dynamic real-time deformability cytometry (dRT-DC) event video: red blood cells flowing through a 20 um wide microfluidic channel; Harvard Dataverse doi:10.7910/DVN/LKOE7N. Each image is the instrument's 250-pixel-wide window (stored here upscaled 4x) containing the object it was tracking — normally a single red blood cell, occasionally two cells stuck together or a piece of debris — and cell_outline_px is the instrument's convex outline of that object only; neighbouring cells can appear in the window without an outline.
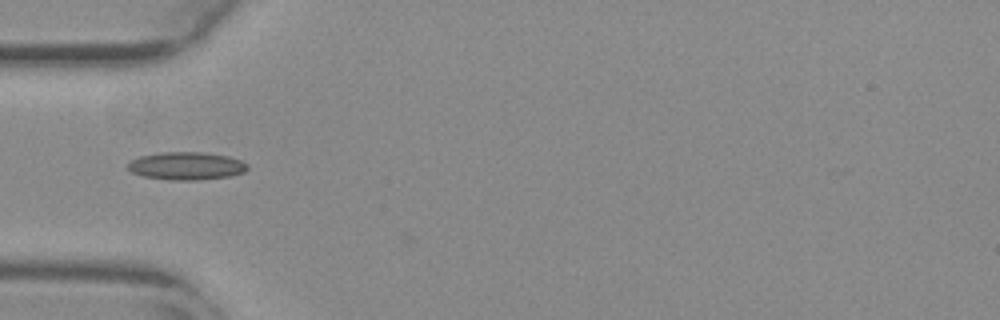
{"species": "common noctule bat (a hibernating species)", "species_latin": "Nyctalus noctula", "temperature_condition": "warm", "stored_images_in_passage": 33, "camera_frame_rate_fps": 3000, "um_per_image_px": 0.085, "animal": {"sex": "female", "body_mass_g": 29.2, "forearm_length_mm": 56.3}, "frame": {"image": 1, "passage_image": 1, "time_ms": 0.0, "image_size_px": [1000, 320], "cell_outline_px": [[248, 168], [244, 172], [228, 176], [196, 180], [168, 180], [144, 176], [132, 172], [128, 168], [128, 164], [132, 160], [140, 156], [160, 152], [200, 152], [228, 156], [240, 160], [248, 164]], "centroid_in_image_um": [15.84, 14.1], "position_along_channel_um": 69.2, "area_um2": 19.25}}
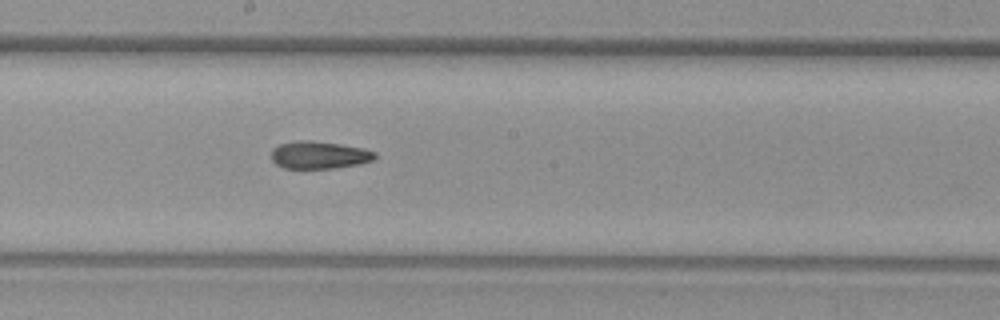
{"frame": {"image": 2, "passage_image": 13, "time_ms": 4.0, "image_size_px": [1000, 320], "cell_outline_px": [[376, 156], [372, 160], [360, 164], [336, 168], [284, 168], [276, 164], [272, 160], [272, 148], [280, 144], [296, 140], [312, 140], [340, 144], [364, 148], [376, 152]], "centroid_in_image_um": [27.13, 13.17], "position_along_channel_um": 221.1, "area_um2": 16.7}}
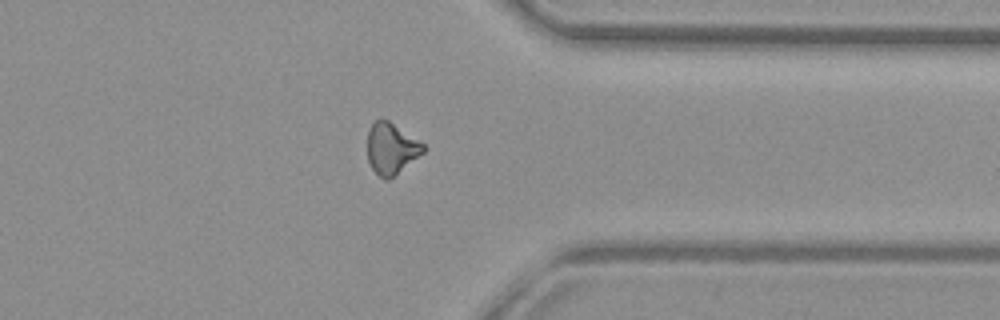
{"frame": {"image": 3, "passage_image": 26, "time_ms": 8.333, "image_size_px": [1000, 320], "cell_outline_px": [[428, 148], [424, 152], [388, 180], [384, 180], [372, 168], [368, 160], [368, 128], [380, 116], [388, 120], [424, 144]], "centroid_in_image_um": [33.26, 12.6], "position_along_channel_um": 378.1, "area_um2": 16.59}, "authors_computed_cell_mechanics": {"area_um2": 16.8198, "velocity_mm_per_s": 3.7922, "shape_relaxation_time_tau1_ms": null, "shape_relaxation_time_tau2_ms": 4.5804, "deformation_change_tau1": null, "deformation_change_tau2": 0.124}}